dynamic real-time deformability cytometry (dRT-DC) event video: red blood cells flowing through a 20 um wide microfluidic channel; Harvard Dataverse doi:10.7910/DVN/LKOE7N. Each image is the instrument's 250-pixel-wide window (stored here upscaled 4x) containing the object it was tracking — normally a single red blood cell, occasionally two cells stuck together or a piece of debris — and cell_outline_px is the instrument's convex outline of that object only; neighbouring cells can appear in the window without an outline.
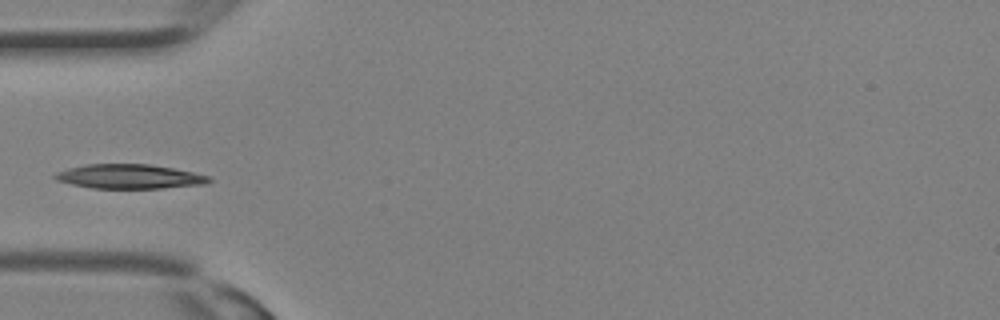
{"species": "Egyptian fruit bat (a non-hibernating species)", "species_latin": "Rousettus aegyptiacus", "temperature_condition": "room temperature", "stored_images_in_passage": 6, "camera_frame_rate_fps": 3000, "um_per_image_px": 0.085, "animal": {"sex": "female"}, "frame": {"image": 1, "passage_image": 1, "time_ms": 0.0, "image_size_px": [1000, 320], "cell_outline_px": [[212, 180], [204, 184], [160, 188], [92, 188], [72, 184], [56, 180], [52, 176], [56, 172], [68, 168], [88, 164], [148, 164], [172, 168], [192, 172], [208, 176]], "centroid_in_image_um": [10.95, 15.0], "position_along_channel_um": 74.0, "area_um2": 21.62}}
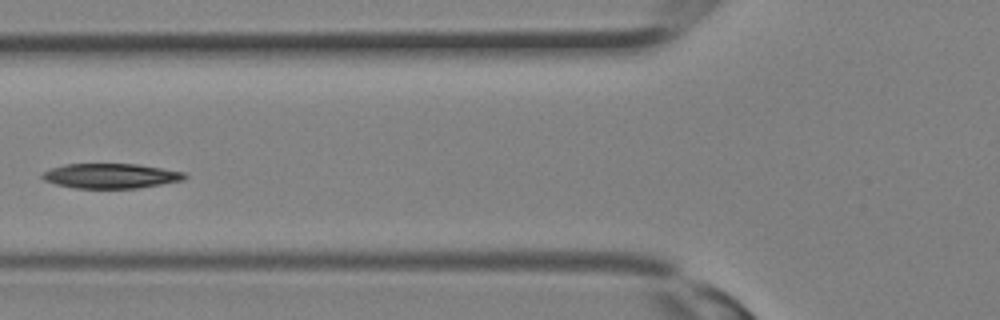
{"frame": {"image": 2, "passage_image": 3, "time_ms": 0.667, "image_size_px": [1000, 320], "cell_outline_px": [[188, 176], [184, 180], [140, 188], [76, 188], [56, 184], [44, 180], [40, 176], [44, 172], [52, 168], [64, 164], [136, 164], [184, 172]], "centroid_in_image_um": [9.43, 14.95], "position_along_channel_um": 116.4, "area_um2": 20.52}}
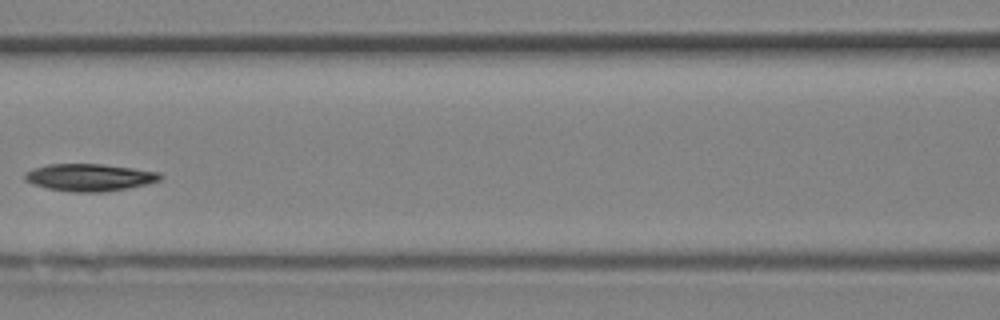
{"frame": {"image": 3, "passage_image": 5, "time_ms": 1.333, "image_size_px": [1000, 320], "cell_outline_px": [[164, 176], [160, 180], [148, 184], [128, 188], [104, 192], [72, 192], [48, 188], [32, 184], [24, 180], [24, 172], [32, 168], [48, 164], [100, 164], [132, 168], [160, 172]], "centroid_in_image_um": [7.6, 15.08], "position_along_channel_um": 159.0, "area_um2": 21.68}}